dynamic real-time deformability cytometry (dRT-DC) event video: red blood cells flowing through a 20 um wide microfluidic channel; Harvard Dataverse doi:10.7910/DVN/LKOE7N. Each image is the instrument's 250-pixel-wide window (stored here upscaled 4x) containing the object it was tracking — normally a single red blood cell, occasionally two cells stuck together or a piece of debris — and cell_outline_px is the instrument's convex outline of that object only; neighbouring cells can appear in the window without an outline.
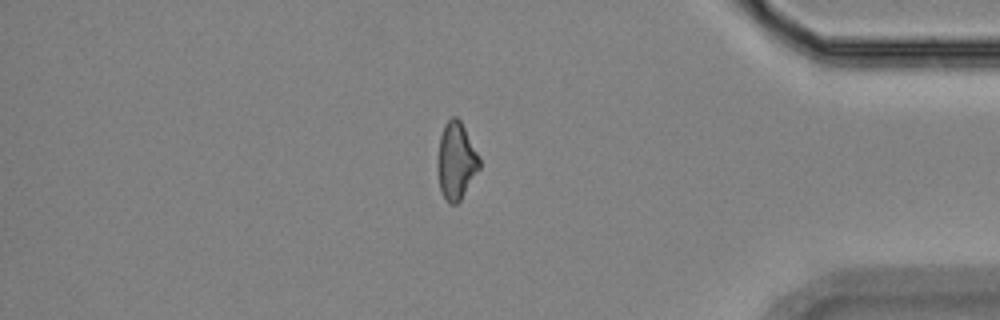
{"species": "Egyptian fruit bat (a non-hibernating species)", "species_latin": "Rousettus aegyptiacus", "temperature_condition": "room temperature", "stored_images_in_passage": 16, "segment_of_instrument_passage": [2, 2], "camera_frame_rate_fps": 3000, "um_per_image_px": 0.085, "animal": {"sex": "female"}, "frame": {"image": 1, "passage_image": 16, "time_ms": 17.667, "image_size_px": [1000, 320], "cell_outline_px": [[480, 168], [460, 200], [456, 204], [448, 204], [440, 188], [436, 164], [440, 136], [444, 124], [452, 116], [456, 116], [460, 120], [480, 156]], "centroid_in_image_um": [38.77, 13.66], "position_along_channel_um": 396.4, "area_um2": 18.9}}